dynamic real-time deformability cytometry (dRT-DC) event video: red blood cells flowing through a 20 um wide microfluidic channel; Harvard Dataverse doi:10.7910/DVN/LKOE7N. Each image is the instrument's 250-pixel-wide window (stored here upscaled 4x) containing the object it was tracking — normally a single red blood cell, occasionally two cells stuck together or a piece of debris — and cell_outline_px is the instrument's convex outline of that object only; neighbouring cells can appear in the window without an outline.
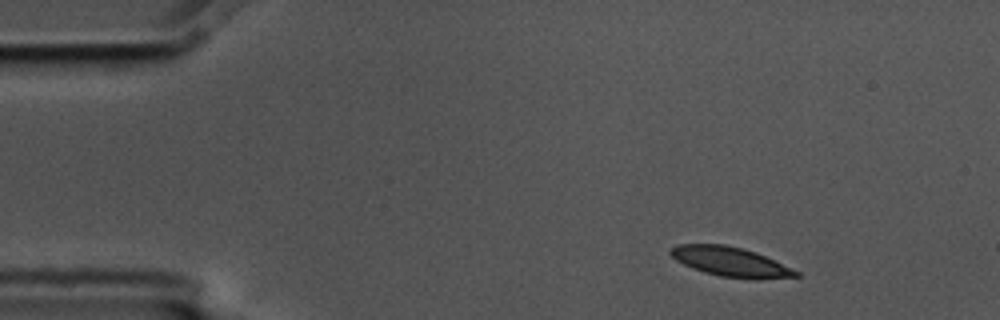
{"species": "common noctule bat (a hibernating species)", "species_latin": "Nyctalus noctula", "temperature_condition": "cold", "stored_images_in_passage": 3, "camera_frame_rate_fps": 3000, "um_per_image_px": 0.085, "animal": {"sex": "male", "body_mass_g": 17.5, "forearm_length_mm": 52.3}, "frame": {"image": 1, "passage_image": 1, "time_ms": 0.0, "image_size_px": [1000, 320], "cell_outline_px": [[800, 276], [720, 276], [704, 272], [692, 268], [676, 260], [668, 252], [676, 244], [724, 244], [744, 248], [756, 252], [800, 272]], "centroid_in_image_um": [61.96, 22.18], "position_along_channel_um": 23.0, "area_um2": 20.46}}